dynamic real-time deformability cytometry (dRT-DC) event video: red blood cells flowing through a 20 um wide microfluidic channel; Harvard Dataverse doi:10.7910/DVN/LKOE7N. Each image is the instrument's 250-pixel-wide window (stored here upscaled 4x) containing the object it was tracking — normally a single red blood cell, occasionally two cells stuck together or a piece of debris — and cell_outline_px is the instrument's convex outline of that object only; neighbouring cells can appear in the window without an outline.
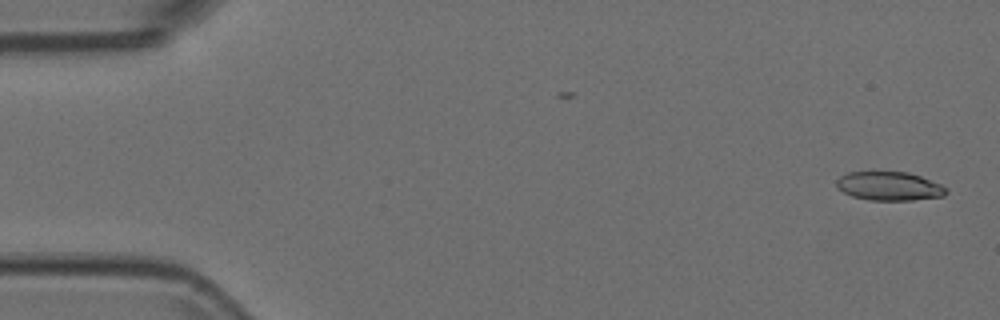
{"species": "Egyptian fruit bat (a non-hibernating species)", "species_latin": "Rousettus aegyptiacus", "temperature_condition": "room temperature", "stored_images_in_passage": 53, "camera_frame_rate_fps": 3000, "um_per_image_px": 0.085, "animal": {"sex": "female"}, "frame": {"image": 1, "passage_image": 1, "time_ms": 0.0, "image_size_px": [1000, 320], "cell_outline_px": [[948, 192], [944, 196], [912, 200], [868, 200], [852, 196], [836, 188], [836, 180], [840, 176], [848, 172], [908, 172], [920, 176], [940, 184], [948, 188]], "centroid_in_image_um": [75.58, 15.82], "position_along_channel_um": 9.4, "area_um2": 18.44}}
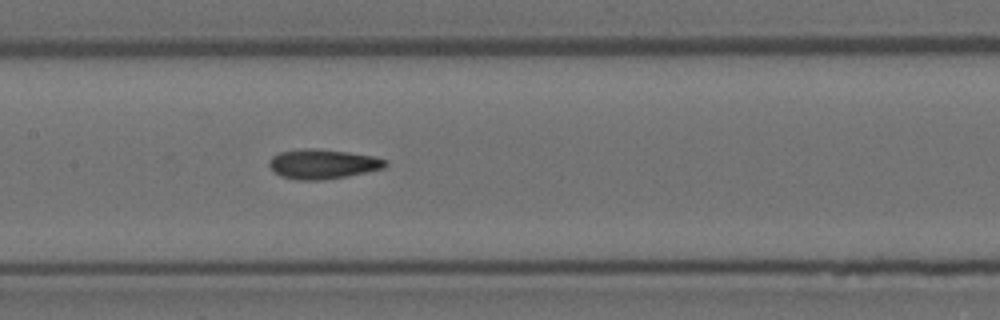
{"frame": {"image": 2, "passage_image": 25, "time_ms": 8.0, "image_size_px": [1000, 320], "cell_outline_px": [[388, 164], [384, 168], [348, 176], [320, 180], [296, 180], [280, 176], [268, 164], [272, 156], [280, 152], [304, 148], [316, 148], [348, 152], [372, 156], [388, 160]], "centroid_in_image_um": [27.44, 13.94], "position_along_channel_um": 180.0, "area_um2": 20.06}}
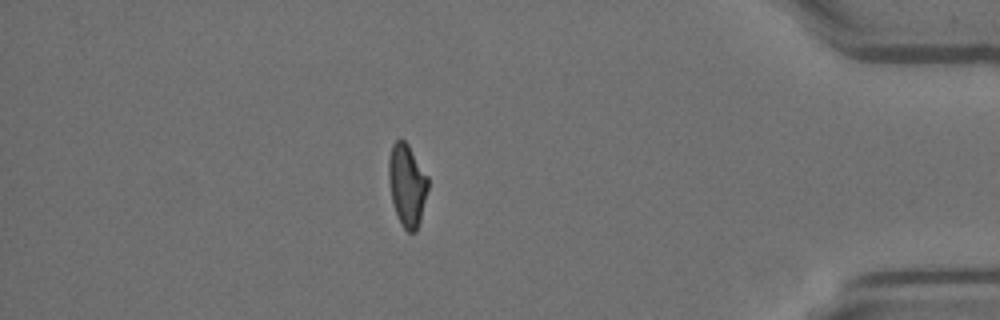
{"frame": {"image": 3, "passage_image": 46, "time_ms": 15.0, "image_size_px": [1000, 320], "cell_outline_px": [[428, 188], [420, 220], [416, 232], [408, 232], [404, 228], [396, 212], [392, 200], [388, 180], [388, 160], [392, 144], [396, 140], [404, 140], [408, 144], [428, 176]], "centroid_in_image_um": [34.59, 15.7], "position_along_channel_um": 400.6, "area_um2": 18.73}}